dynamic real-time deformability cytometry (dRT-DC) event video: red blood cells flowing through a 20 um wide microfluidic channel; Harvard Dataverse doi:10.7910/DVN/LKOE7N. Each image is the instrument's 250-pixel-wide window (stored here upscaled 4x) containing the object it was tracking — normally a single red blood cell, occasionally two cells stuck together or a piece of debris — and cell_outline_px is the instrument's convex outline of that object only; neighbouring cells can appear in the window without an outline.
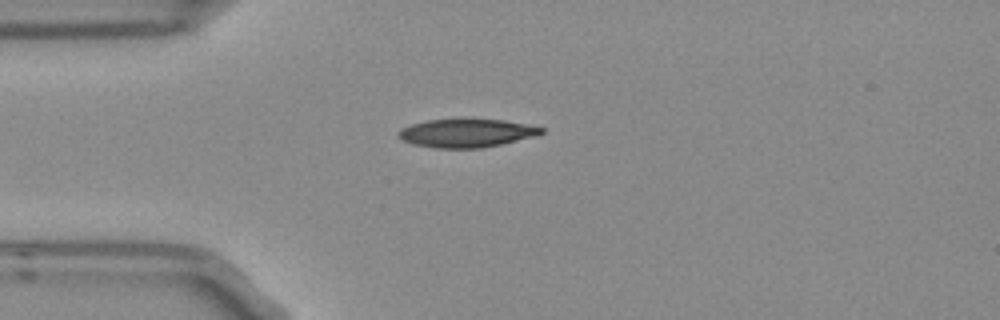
{"species": "Egyptian fruit bat (a non-hibernating species)", "species_latin": "Rousettus aegyptiacus", "temperature_condition": "room temperature", "stored_images_in_passage": 2, "camera_frame_rate_fps": 3000, "um_per_image_px": 0.085, "frame": {"image": 1, "passage_image": 1, "time_ms": 0.0, "image_size_px": [1000, 320], "cell_outline_px": [[544, 132], [536, 136], [500, 144], [480, 148], [436, 148], [412, 144], [396, 136], [396, 132], [400, 128], [412, 124], [428, 120], [504, 120], [528, 124], [544, 128]], "centroid_in_image_um": [39.63, 11.32], "position_along_channel_um": 45.4, "area_um2": 23.41}}